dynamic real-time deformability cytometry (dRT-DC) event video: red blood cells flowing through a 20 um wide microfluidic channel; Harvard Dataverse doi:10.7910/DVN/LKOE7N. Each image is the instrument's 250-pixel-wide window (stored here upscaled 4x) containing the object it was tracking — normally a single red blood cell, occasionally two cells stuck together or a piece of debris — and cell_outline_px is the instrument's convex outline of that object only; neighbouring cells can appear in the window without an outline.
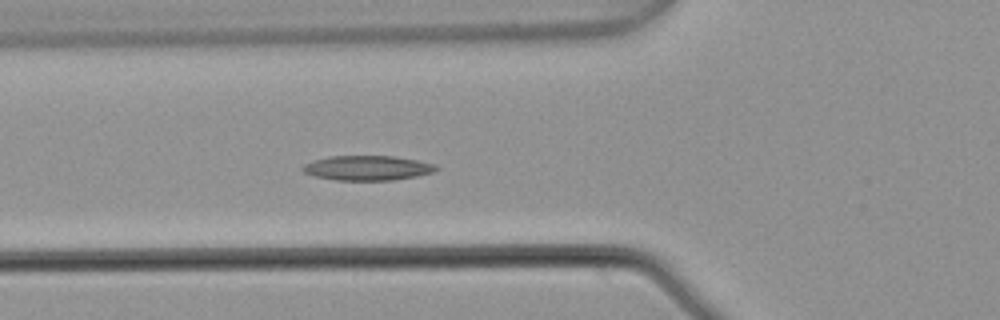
{"species": "common noctule bat (a hibernating species)", "species_latin": "Nyctalus noctula", "temperature_condition": "warm", "stored_images_in_passage": 6, "camera_frame_rate_fps": 3000, "um_per_image_px": 0.085, "animal": {"sex": "male", "body_mass_g": 21.5, "forearm_length_mm": 52.0}, "frame": {"image": 1, "passage_image": 6, "time_ms": 1.667, "image_size_px": [1000, 320], "cell_outline_px": [[440, 168], [436, 172], [416, 176], [392, 180], [336, 180], [316, 176], [304, 172], [300, 168], [304, 164], [328, 156], [392, 156], [416, 160], [436, 164]], "centroid_in_image_um": [31.27, 14.27], "position_along_channel_um": 94.5, "area_um2": 19.19}}